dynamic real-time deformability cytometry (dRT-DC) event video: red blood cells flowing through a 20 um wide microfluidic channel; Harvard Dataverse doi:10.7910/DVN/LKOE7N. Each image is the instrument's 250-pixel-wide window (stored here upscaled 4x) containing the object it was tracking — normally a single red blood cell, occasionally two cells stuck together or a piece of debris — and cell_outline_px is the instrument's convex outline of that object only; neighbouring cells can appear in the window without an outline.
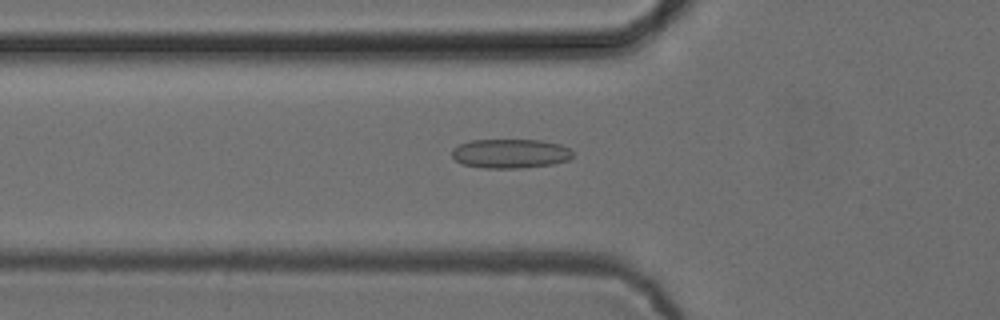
{"species": "common noctule bat (a hibernating species)", "species_latin": "Nyctalus noctula", "temperature_condition": "cold", "stored_images_in_passage": 44, "camera_frame_rate_fps": 3000, "um_per_image_px": 0.085, "animal": {"sex": "female", "body_mass_g": 24.6, "forearm_length_mm": 56.2}, "frame": {"image": 1, "passage_image": 10, "time_ms": 3.0, "image_size_px": [1000, 320], "cell_outline_px": [[572, 156], [568, 160], [552, 164], [520, 168], [484, 168], [464, 164], [456, 160], [452, 156], [452, 148], [468, 140], [540, 140], [560, 144], [568, 148], [572, 152]], "centroid_in_image_um": [43.36, 13.05], "position_along_channel_um": 82.4, "area_um2": 20.52}}
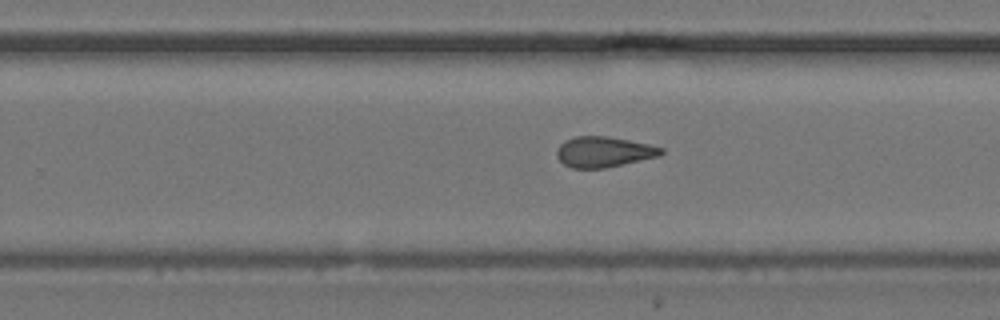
{"frame": {"image": 2, "passage_image": 25, "time_ms": 8.0, "image_size_px": [1000, 320], "cell_outline_px": [[664, 152], [660, 156], [604, 168], [572, 168], [564, 164], [556, 156], [556, 152], [560, 144], [564, 140], [576, 136], [608, 136], [648, 144], [664, 148]], "centroid_in_image_um": [51.31, 12.9], "position_along_channel_um": 278.5, "area_um2": 18.55}}
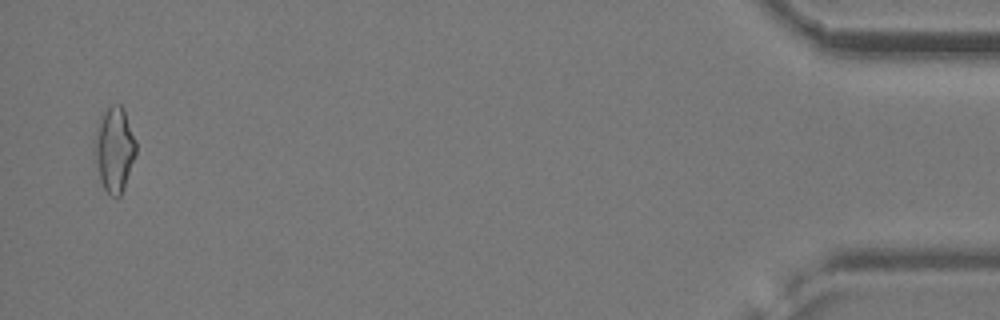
{"frame": {"image": 3, "passage_image": 43, "time_ms": 14.0, "image_size_px": [1000, 320], "cell_outline_px": [[136, 152], [124, 188], [120, 196], [116, 200], [104, 188], [100, 180], [92, 160], [92, 140], [96, 124], [104, 112], [112, 104], [120, 104], [124, 108], [136, 140]], "centroid_in_image_um": [9.66, 12.7], "position_along_channel_um": 425.5, "area_um2": 21.27}, "authors_computed_cell_mechanics": {"area_um2": 18.8428, "velocity_mm_per_s": 3.9074, "shape_relaxation_time_tau1_ms": null, "shape_relaxation_time_tau2_ms": 3.1867, "deformation_change_tau1": null, "deformation_change_tau2": 0.1169}}